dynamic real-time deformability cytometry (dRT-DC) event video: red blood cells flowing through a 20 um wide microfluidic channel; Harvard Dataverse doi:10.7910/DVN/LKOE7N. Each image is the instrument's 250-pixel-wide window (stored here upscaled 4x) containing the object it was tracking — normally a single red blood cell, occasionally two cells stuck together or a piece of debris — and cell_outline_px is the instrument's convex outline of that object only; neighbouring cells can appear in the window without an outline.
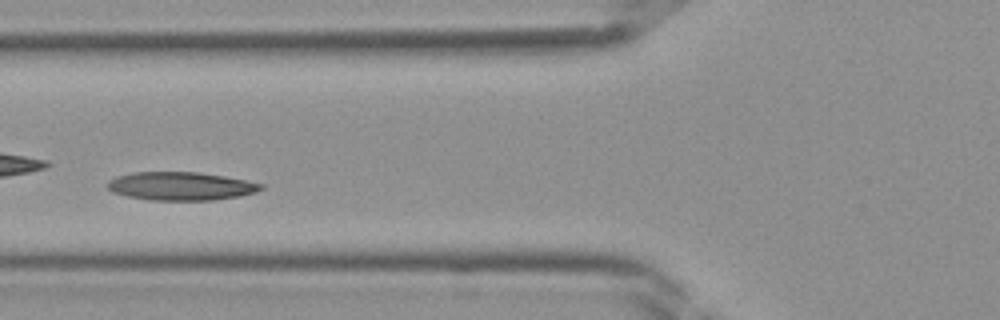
{"species": "Egyptian fruit bat (a non-hibernating species)", "species_latin": "Rousettus aegyptiacus", "temperature_condition": "room temperature", "stored_images_in_passage": 34, "camera_frame_rate_fps": 3000, "um_per_image_px": 0.085, "frame": {"image": 1, "passage_image": 8, "time_ms": 2.333, "image_size_px": [1000, 320], "cell_outline_px": [[264, 188], [256, 192], [240, 196], [212, 200], [148, 200], [128, 196], [112, 192], [108, 188], [108, 180], [116, 176], [132, 172], [196, 172], [224, 176], [264, 184]], "centroid_in_image_um": [15.36, 15.82], "position_along_channel_um": 110.4, "area_um2": 25.32}}
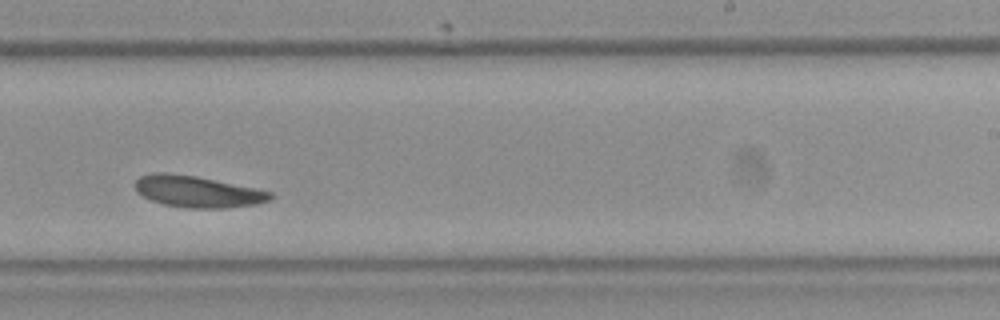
{"frame": {"image": 2, "passage_image": 18, "time_ms": 5.667, "image_size_px": [1000, 320], "cell_outline_px": [[276, 196], [272, 200], [256, 204], [224, 208], [184, 208], [164, 204], [152, 200], [136, 192], [136, 180], [140, 176], [152, 172], [164, 172], [196, 176], [272, 192]], "centroid_in_image_um": [16.8, 16.29], "position_along_channel_um": 272.2, "area_um2": 24.74}}
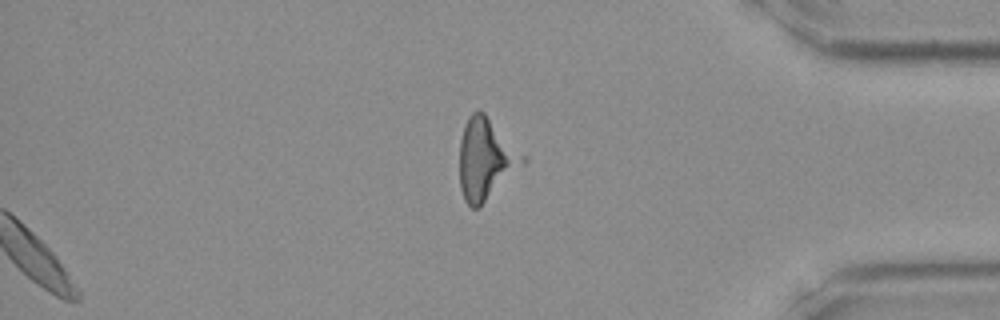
{"frame": {"image": 3, "passage_image": 34, "time_ms": 11.0, "image_size_px": [1000, 320], "cell_outline_px": [[528, 160], [480, 208], [472, 208], [464, 200], [460, 188], [460, 140], [468, 116], [472, 112], [484, 112], [528, 156]], "centroid_in_image_um": [41.33, 13.54], "position_along_channel_um": 393.9, "area_um2": 30.23}}